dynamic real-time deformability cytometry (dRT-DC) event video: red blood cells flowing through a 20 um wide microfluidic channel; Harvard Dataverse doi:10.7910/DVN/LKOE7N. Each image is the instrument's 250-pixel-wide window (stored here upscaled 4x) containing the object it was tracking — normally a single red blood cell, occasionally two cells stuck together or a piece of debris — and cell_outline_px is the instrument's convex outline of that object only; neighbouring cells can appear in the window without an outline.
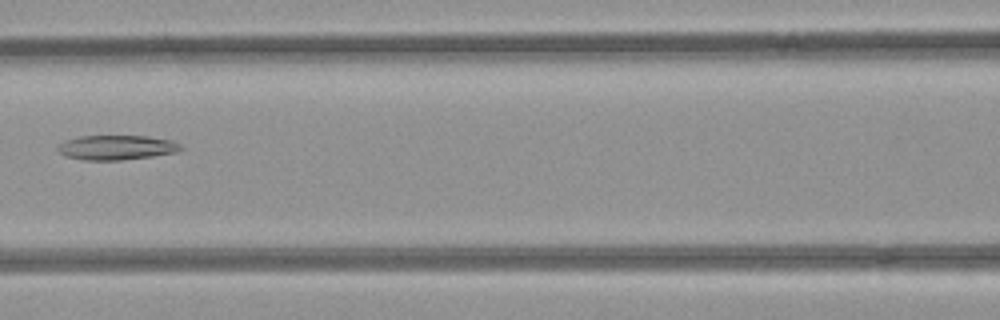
{"species": "common noctule bat (a hibernating species)", "species_latin": "Nyctalus noctula", "temperature_condition": "room temperature", "stored_images_in_passage": 4, "camera_frame_rate_fps": 3000, "um_per_image_px": 0.085, "animal": {"sex": "female", "body_mass_g": 21.9}, "frame": {"image": 1, "passage_image": 4, "time_ms": 1.0, "image_size_px": [1000, 320], "cell_outline_px": [[184, 148], [176, 152], [152, 156], [120, 160], [84, 160], [68, 156], [60, 152], [56, 148], [64, 140], [80, 136], [148, 136], [172, 140], [180, 144]], "centroid_in_image_um": [9.93, 12.53], "position_along_channel_um": 156.7, "area_um2": 17.57}}